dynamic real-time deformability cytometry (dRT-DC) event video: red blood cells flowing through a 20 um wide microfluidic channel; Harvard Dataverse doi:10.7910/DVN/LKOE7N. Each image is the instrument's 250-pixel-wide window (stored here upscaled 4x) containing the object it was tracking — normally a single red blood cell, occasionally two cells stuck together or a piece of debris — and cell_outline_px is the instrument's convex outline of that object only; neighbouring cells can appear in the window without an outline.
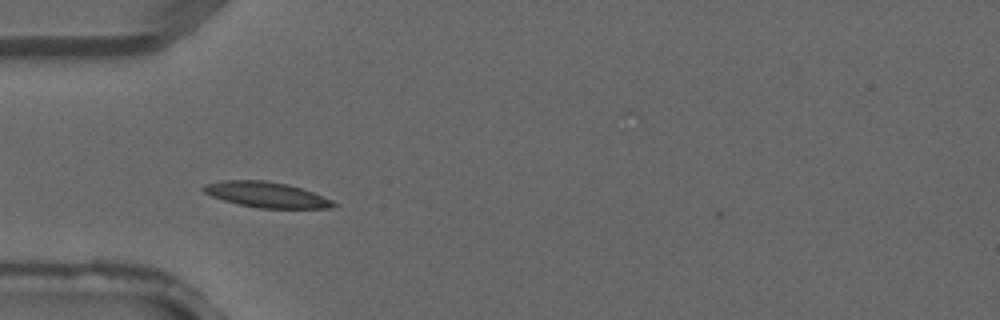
{"species": "common noctule bat (a hibernating species)", "species_latin": "Nyctalus noctula", "temperature_condition": "warm", "stored_images_in_passage": 2, "camera_frame_rate_fps": 3000, "um_per_image_px": 0.085, "animal": {"sex": "male", "forearm_length_mm": 52.5}, "frame": {"image": 1, "passage_image": 1, "time_ms": 0.0, "image_size_px": [1000, 320], "cell_outline_px": [[336, 204], [332, 208], [256, 208], [224, 200], [212, 196], [204, 192], [200, 188], [204, 184], [224, 180], [264, 180], [288, 184], [312, 192], [332, 200]], "centroid_in_image_um": [22.61, 16.54], "position_along_channel_um": 62.4, "area_um2": 19.19}}
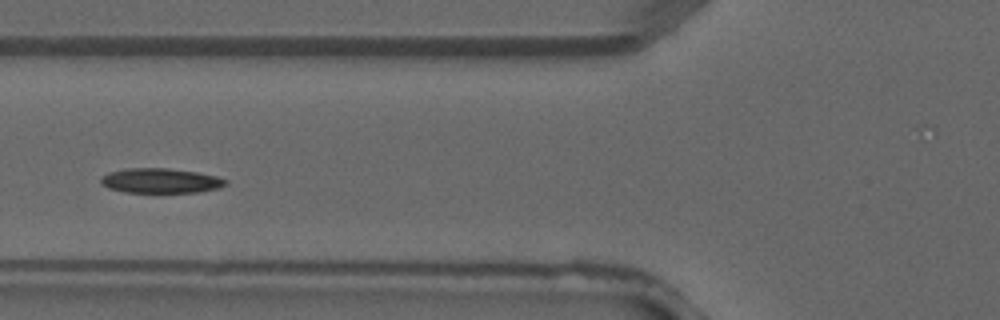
{"frame": {"image": 2, "passage_image": 2, "time_ms": 0.333, "image_size_px": [1000, 320], "cell_outline_px": [[228, 184], [220, 188], [196, 192], [124, 192], [108, 188], [100, 184], [100, 176], [108, 172], [128, 168], [168, 168], [196, 172], [216, 176], [228, 180]], "centroid_in_image_um": [13.63, 15.36], "position_along_channel_um": 112.2, "area_um2": 18.15}}